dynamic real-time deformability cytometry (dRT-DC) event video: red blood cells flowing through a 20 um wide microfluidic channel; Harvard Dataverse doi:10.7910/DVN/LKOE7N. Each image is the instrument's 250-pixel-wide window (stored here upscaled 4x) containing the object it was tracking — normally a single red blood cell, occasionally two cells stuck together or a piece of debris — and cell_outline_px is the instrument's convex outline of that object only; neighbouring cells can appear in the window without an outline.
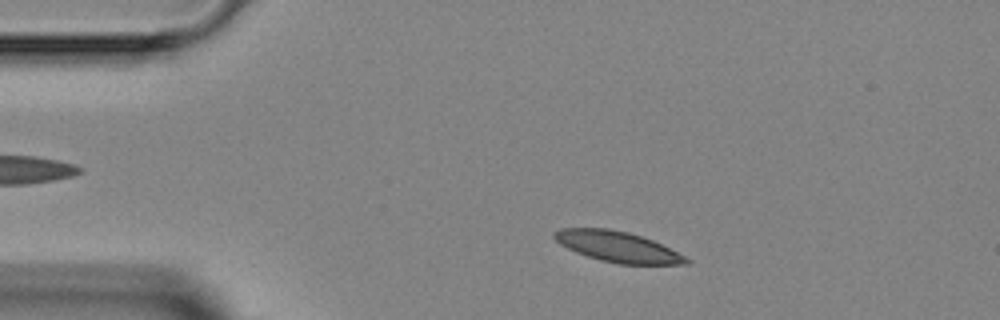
{"species": "Egyptian fruit bat (a non-hibernating species)", "species_latin": "Rousettus aegyptiacus", "temperature_condition": "room temperature", "stored_images_in_passage": 3, "camera_frame_rate_fps": 3000, "um_per_image_px": 0.085, "animal": {"sex": "female"}, "frame": {"image": 1, "passage_image": 1, "time_ms": 0.0, "image_size_px": [1000, 320], "cell_outline_px": [[692, 260], [688, 264], [620, 264], [600, 260], [576, 252], [560, 244], [552, 236], [552, 232], [560, 228], [608, 228], [628, 232], [652, 240]], "centroid_in_image_um": [52.46, 20.96], "position_along_channel_um": 32.5, "area_um2": 23.29}}